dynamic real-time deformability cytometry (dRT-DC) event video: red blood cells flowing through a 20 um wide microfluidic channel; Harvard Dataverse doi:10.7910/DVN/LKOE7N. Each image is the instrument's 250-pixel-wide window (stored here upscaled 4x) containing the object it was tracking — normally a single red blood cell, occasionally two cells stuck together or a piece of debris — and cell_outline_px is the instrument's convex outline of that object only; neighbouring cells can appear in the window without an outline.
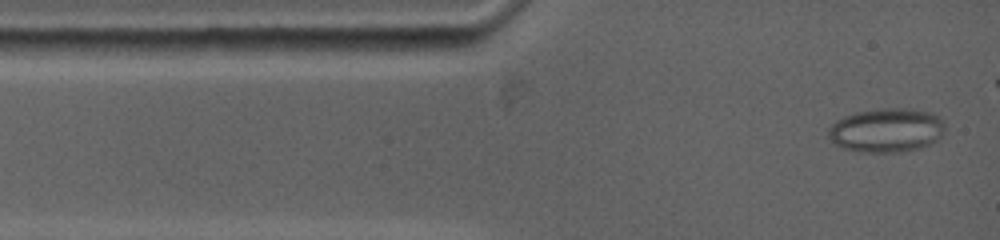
{"species": "common noctule bat (a hibernating species)", "species_latin": "Nyctalus noctula", "temperature_condition": "warm", "stored_images_in_passage": 66, "camera_frame_rate_fps": 5000, "um_per_image_px": 0.085, "animal": {"sex": "female", "body_mass_g": 19.0, "forearm_length_mm": 53.3}, "frame": {"image": 1, "passage_image": 2, "time_ms": 0.2, "image_size_px": [1000, 240], "cell_outline_px": [[944, 132], [936, 140], [920, 148], [900, 152], [868, 152], [844, 148], [836, 144], [828, 136], [828, 128], [836, 120], [844, 116], [856, 112], [880, 108], [912, 108], [932, 112], [940, 116], [944, 124]], "centroid_in_image_um": [75.37, 11.04], "position_along_channel_um": 9.6, "area_um2": 30.0}}
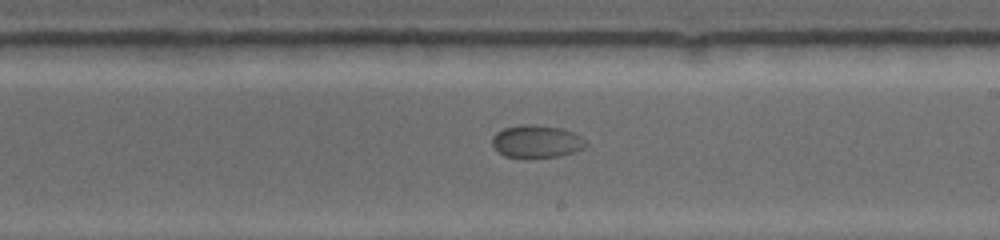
{"frame": {"image": 2, "passage_image": 40, "time_ms": 7.8, "image_size_px": [1000, 240], "cell_outline_px": [[584, 144], [580, 148], [572, 152], [556, 156], [504, 156], [492, 144], [492, 136], [496, 132], [504, 128], [520, 124], [532, 124], [560, 128], [572, 132], [580, 136]], "centroid_in_image_um": [45.53, 11.98], "position_along_channel_um": 243.5, "area_um2": 17.05}}
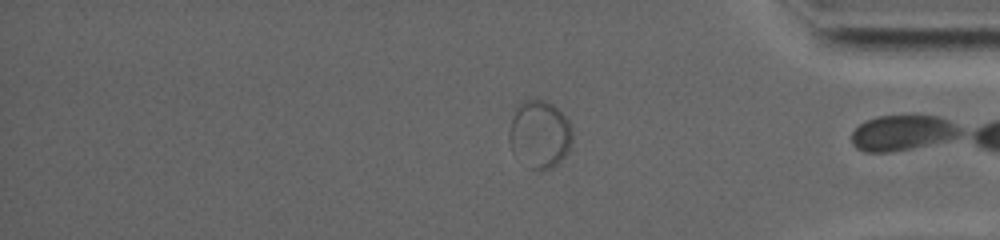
{"frame": {"image": 3, "passage_image": 63, "time_ms": 12.4, "image_size_px": [1000, 240], "cell_outline_px": [[572, 140], [568, 152], [552, 168], [528, 168], [512, 152], [508, 140], [508, 132], [512, 116], [516, 108], [520, 104], [528, 100], [544, 100], [552, 104], [568, 120], [572, 128]], "centroid_in_image_um": [45.84, 11.42], "position_along_channel_um": 389.4, "area_um2": 24.8}}